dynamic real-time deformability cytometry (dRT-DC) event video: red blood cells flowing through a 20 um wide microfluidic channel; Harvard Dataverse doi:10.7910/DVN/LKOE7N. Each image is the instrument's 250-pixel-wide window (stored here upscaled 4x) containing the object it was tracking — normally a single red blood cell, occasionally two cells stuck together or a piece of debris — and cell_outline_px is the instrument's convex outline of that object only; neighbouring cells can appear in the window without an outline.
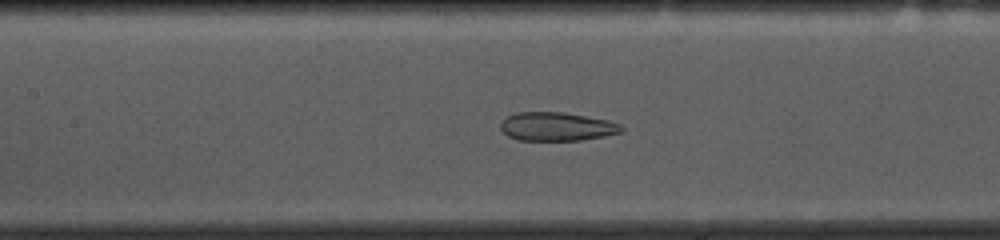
{"species": "common noctule bat (a hibernating species)", "species_latin": "Nyctalus noctula", "temperature_condition": "cold", "stored_images_in_passage": 54, "camera_frame_rate_fps": 3000, "um_per_image_px": 0.085, "animal": {"sex": "female", "body_mass_g": 10.0, "forearm_length_mm": 53.1}, "frame": {"image": 1, "passage_image": 23, "time_ms": 7.333, "image_size_px": [1000, 240], "cell_outline_px": [[624, 128], [620, 132], [604, 136], [580, 140], [520, 140], [508, 136], [500, 128], [500, 124], [508, 116], [516, 112], [564, 112], [608, 120], [620, 124]], "centroid_in_image_um": [47.32, 10.75], "position_along_channel_um": 160.1, "area_um2": 20.0}}
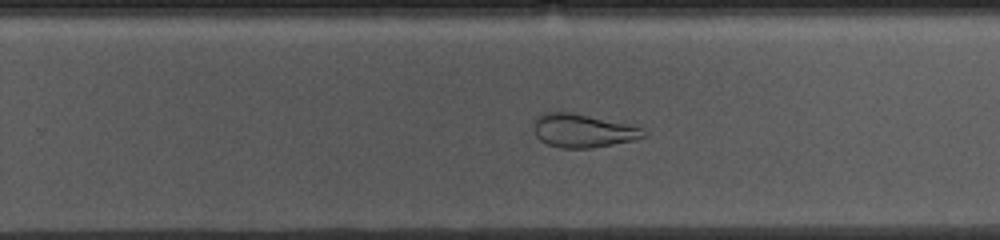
{"frame": {"image": 2, "passage_image": 33, "time_ms": 10.667, "image_size_px": [1000, 240], "cell_outline_px": [[648, 136], [632, 140], [592, 148], [560, 148], [548, 144], [540, 140], [536, 136], [536, 116], [540, 112], [572, 112], [624, 124], [640, 128], [648, 132]], "centroid_in_image_um": [49.52, 11.11], "position_along_channel_um": 280.3, "area_um2": 21.04}}
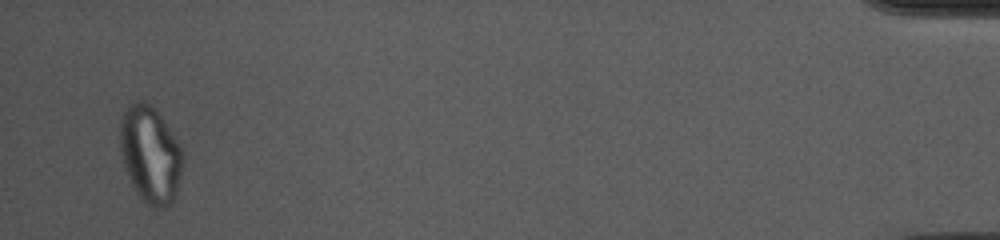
{"frame": {"image": 3, "passage_image": 52, "time_ms": 17.0, "image_size_px": [1000, 240], "cell_outline_px": [[184, 156], [176, 192], [172, 204], [164, 208], [152, 208], [136, 192], [128, 176], [120, 152], [120, 120], [124, 112], [136, 100], [144, 100], [152, 104], [156, 108], [176, 140]], "centroid_in_image_um": [12.77, 13.12], "position_along_channel_um": 422.4, "area_um2": 35.2}, "authors_computed_cell_mechanics": {"area_um2": 27.3972, "velocity_mm_per_s": 3.6196, "shape_relaxation_time_tau1_ms": null, "shape_relaxation_time_tau2_ms": 1.8995, "deformation_change_tau1": null, "deformation_change_tau2": 0.0759}}